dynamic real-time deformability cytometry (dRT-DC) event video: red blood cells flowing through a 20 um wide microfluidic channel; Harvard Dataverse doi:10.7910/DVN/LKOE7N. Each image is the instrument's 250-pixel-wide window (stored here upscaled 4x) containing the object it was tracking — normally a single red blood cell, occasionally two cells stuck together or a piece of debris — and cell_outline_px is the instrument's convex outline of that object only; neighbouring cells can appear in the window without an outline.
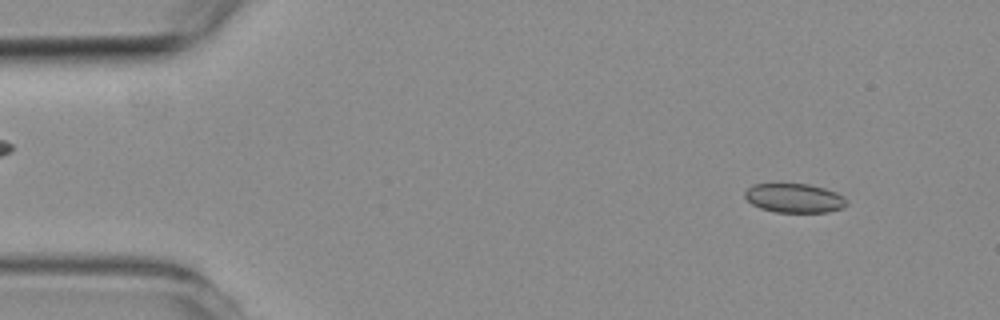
{"species": "common noctule bat (a hibernating species)", "species_latin": "Nyctalus noctula", "temperature_condition": "room temperature", "stored_images_in_passage": 3, "camera_frame_rate_fps": 3000, "um_per_image_px": 0.085, "animal": {"sex": "female", "body_mass_g": 19.3, "forearm_length_mm": 54.1}, "frame": {"image": 1, "passage_image": 1, "time_ms": 0.0, "image_size_px": [1000, 320], "cell_outline_px": [[848, 204], [844, 208], [828, 212], [776, 212], [760, 208], [752, 204], [744, 196], [744, 192], [752, 184], [808, 184], [824, 188], [836, 192], [844, 196], [848, 200]], "centroid_in_image_um": [67.55, 16.84], "position_along_channel_um": 17.4, "area_um2": 17.4}}
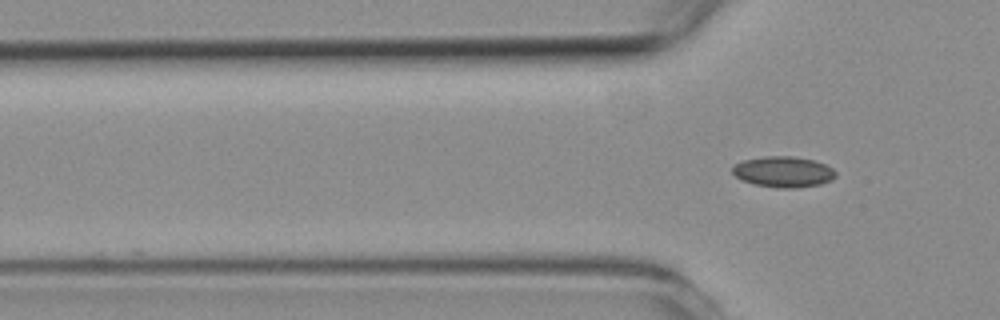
{"frame": {"image": 2, "passage_image": 3, "time_ms": 3.333, "image_size_px": [1000, 320], "cell_outline_px": [[836, 176], [832, 180], [820, 184], [796, 188], [776, 188], [752, 184], [736, 176], [732, 172], [732, 164], [744, 160], [764, 156], [792, 156], [812, 160], [824, 164], [832, 168], [836, 172]], "centroid_in_image_um": [66.57, 14.61], "position_along_channel_um": 59.2, "area_um2": 18.61}}